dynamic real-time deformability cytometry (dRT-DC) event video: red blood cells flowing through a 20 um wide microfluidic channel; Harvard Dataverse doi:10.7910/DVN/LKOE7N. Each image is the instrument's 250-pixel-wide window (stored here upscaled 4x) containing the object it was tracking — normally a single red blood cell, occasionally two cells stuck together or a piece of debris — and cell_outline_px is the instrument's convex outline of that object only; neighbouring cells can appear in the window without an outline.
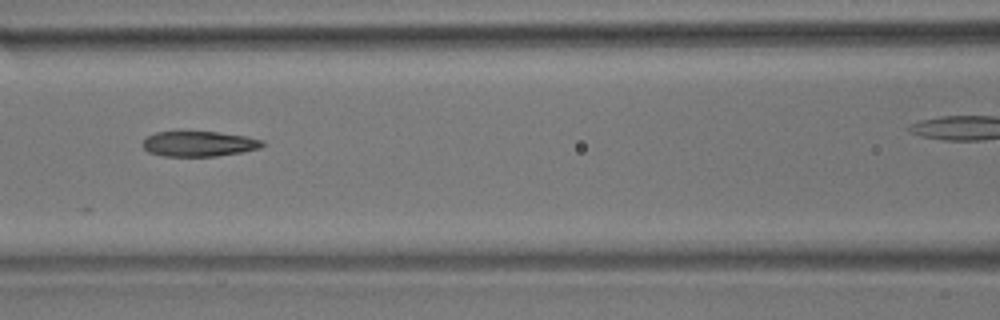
{"species": "common noctule bat (a hibernating species)", "species_latin": "Nyctalus noctula", "temperature_condition": "room temperature", "stored_images_in_passage": 10, "camera_frame_rate_fps": 3000, "um_per_image_px": 0.085, "animal": {"sex": "male", "body_mass_g": 17.9}, "frame": {"image": 1, "passage_image": 7, "time_ms": 7.667, "image_size_px": [1000, 320], "cell_outline_px": [[264, 144], [260, 148], [240, 152], [216, 156], [164, 156], [148, 152], [144, 148], [144, 140], [148, 136], [156, 132], [216, 132], [244, 136], [264, 140]], "centroid_in_image_um": [16.92, 12.23], "position_along_channel_um": 149.7, "area_um2": 17.34}}
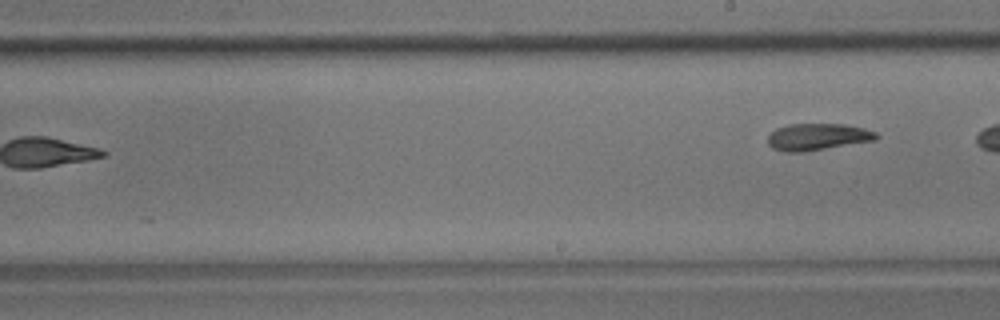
{"frame": {"image": 2, "passage_image": 10, "time_ms": 11.333, "image_size_px": [1000, 320], "cell_outline_px": [[880, 136], [876, 140], [804, 152], [784, 152], [772, 148], [768, 144], [768, 136], [776, 128], [788, 124], [844, 124], [864, 128], [876, 132]], "centroid_in_image_um": [69.5, 11.63], "position_along_channel_um": 219.5, "area_um2": 17.05}}